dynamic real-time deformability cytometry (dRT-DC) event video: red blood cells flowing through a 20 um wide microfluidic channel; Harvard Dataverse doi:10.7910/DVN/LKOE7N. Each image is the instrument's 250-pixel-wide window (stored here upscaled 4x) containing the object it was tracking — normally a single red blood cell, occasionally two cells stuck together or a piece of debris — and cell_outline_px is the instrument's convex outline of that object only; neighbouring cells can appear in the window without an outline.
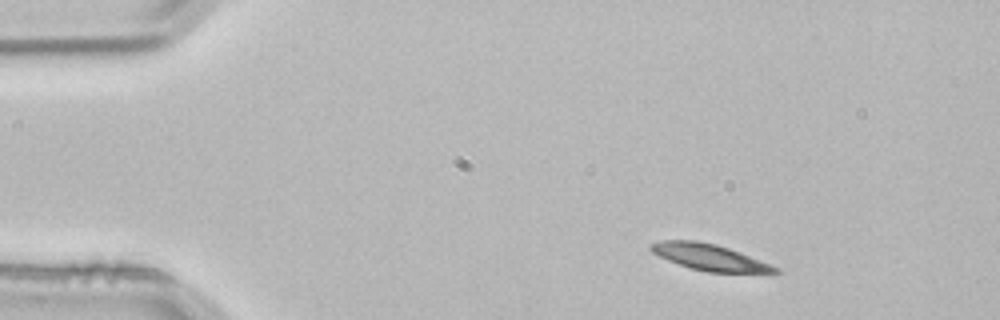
{"species": "common noctule bat (a hibernating species)", "species_latin": "Nyctalus noctula", "temperature_condition": "room temperature", "stored_images_in_passage": 5, "segment_of_instrument_passage": [2, 2], "camera_frame_rate_fps": 3000, "um_per_image_px": 0.085, "animal": {"sex": "male", "body_mass_g": 21.5, "forearm_length_mm": 52.0}, "frame": {"image": 1, "passage_image": 5, "time_ms": 1.333, "image_size_px": [1000, 320], "cell_outline_px": [[784, 272], [708, 272], [692, 268], [668, 260], [652, 252], [648, 248], [648, 244], [660, 240], [696, 240], [716, 244], [740, 252], [780, 268]], "centroid_in_image_um": [60.28, 21.84], "position_along_channel_um": 24.7, "area_um2": 18.84}}